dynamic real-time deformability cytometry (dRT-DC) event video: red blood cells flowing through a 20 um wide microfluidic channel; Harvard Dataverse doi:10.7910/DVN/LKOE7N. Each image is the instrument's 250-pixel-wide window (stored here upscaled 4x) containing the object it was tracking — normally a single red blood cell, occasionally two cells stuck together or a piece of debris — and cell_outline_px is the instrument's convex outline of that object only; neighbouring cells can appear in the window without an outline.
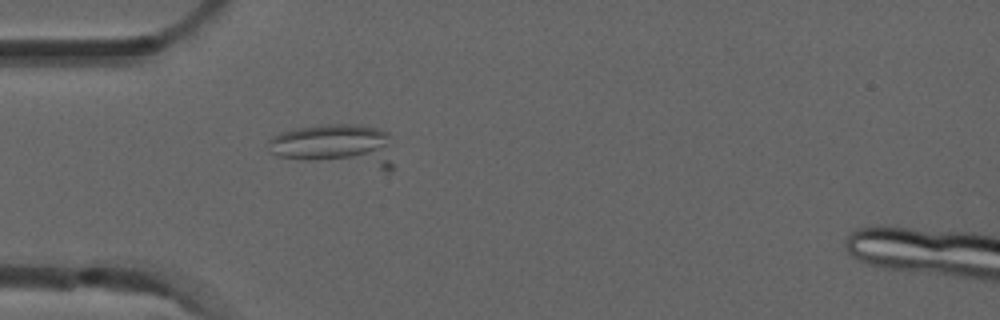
{"species": "common noctule bat (a hibernating species)", "species_latin": "Nyctalus noctula", "temperature_condition": "room temperature", "stored_images_in_passage": 5, "camera_frame_rate_fps": 3000, "um_per_image_px": 0.085, "animal": {"sex": "male", "forearm_length_mm": 52.5}, "frame": {"image": 1, "passage_image": 4, "time_ms": 1.0, "image_size_px": [1000, 320], "cell_outline_px": [[392, 172], [384, 172], [276, 156], [272, 152], [268, 140], [272, 136], [280, 132], [292, 128], [324, 124], [352, 124], [376, 128], [388, 132], [392, 164]], "centroid_in_image_um": [28.57, 12.4], "position_along_channel_um": 56.4, "area_um2": 31.96}}